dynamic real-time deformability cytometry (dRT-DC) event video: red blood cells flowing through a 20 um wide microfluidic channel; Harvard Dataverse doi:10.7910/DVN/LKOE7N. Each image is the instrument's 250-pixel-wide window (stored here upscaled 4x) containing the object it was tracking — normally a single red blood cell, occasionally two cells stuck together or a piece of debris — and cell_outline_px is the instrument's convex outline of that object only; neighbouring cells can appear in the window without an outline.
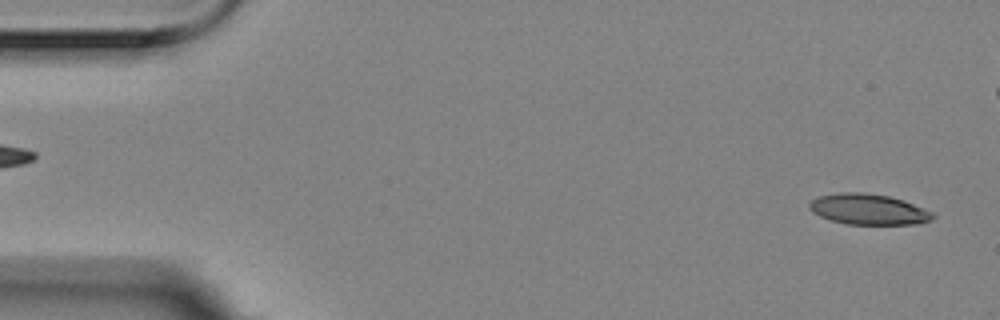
{"species": "Egyptian fruit bat (a non-hibernating species)", "species_latin": "Rousettus aegyptiacus", "temperature_condition": "room temperature", "stored_images_in_passage": 5, "segment_of_instrument_passage": [2, 2], "camera_frame_rate_fps": 3000, "um_per_image_px": 0.085, "animal": {"sex": "female"}, "frame": {"image": 1, "passage_image": 5, "time_ms": 1.333, "image_size_px": [1000, 320], "cell_outline_px": [[936, 216], [932, 220], [916, 224], [848, 224], [832, 220], [820, 216], [812, 212], [808, 208], [808, 204], [812, 200], [820, 196], [840, 192], [860, 192], [888, 196], [904, 200], [932, 212]], "centroid_in_image_um": [73.82, 17.79], "position_along_channel_um": 11.2, "area_um2": 21.96}}